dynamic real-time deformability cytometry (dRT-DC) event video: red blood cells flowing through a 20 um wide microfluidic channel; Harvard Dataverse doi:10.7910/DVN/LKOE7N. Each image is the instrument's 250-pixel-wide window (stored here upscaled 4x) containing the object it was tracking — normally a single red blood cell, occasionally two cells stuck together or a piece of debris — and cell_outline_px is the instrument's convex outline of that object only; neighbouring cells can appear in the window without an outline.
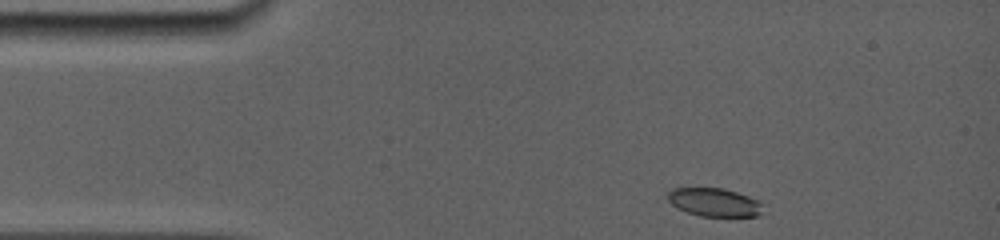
{"species": "common noctule bat (a hibernating species)", "species_latin": "Nyctalus noctula", "temperature_condition": "room temperature", "stored_images_in_passage": 21, "camera_frame_rate_fps": 5000, "um_per_image_px": 0.085, "animal": {"sex": "female", "body_mass_g": 19.0, "forearm_length_mm": 56.7}, "frame": {"image": 1, "passage_image": 1, "time_ms": 0.0, "image_size_px": [1000, 240], "cell_outline_px": [[764, 204], [760, 216], [700, 216], [676, 208], [668, 200], [668, 192], [672, 188], [724, 188], [748, 196]], "centroid_in_image_um": [60.72, 17.19], "position_along_channel_um": 24.3, "area_um2": 15.72}}
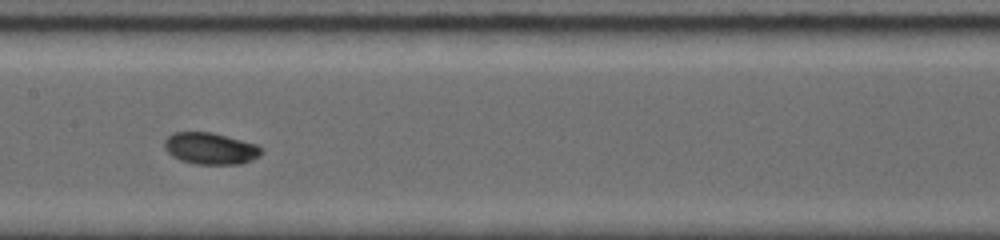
{"frame": {"image": 2, "passage_image": 8, "time_ms": 5.8, "image_size_px": [1000, 240], "cell_outline_px": [[264, 152], [260, 156], [252, 160], [240, 164], [196, 164], [180, 160], [172, 156], [164, 148], [164, 140], [172, 132], [212, 132], [256, 144]], "centroid_in_image_um": [17.88, 12.62], "position_along_channel_um": 189.5, "area_um2": 17.98}}
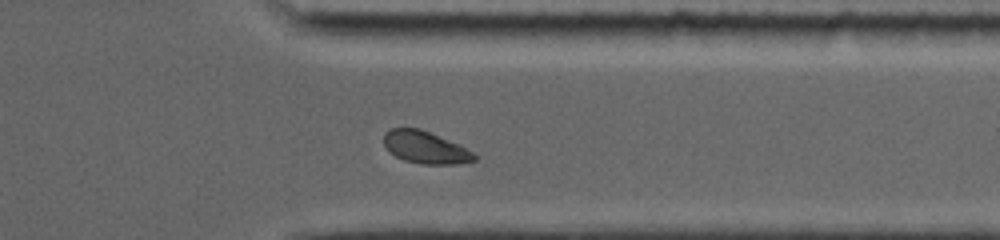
{"frame": {"image": 3, "passage_image": 16, "time_ms": 10.6, "image_size_px": [1000, 240], "cell_outline_px": [[476, 160], [456, 164], [420, 164], [404, 160], [388, 152], [384, 144], [384, 132], [392, 128], [420, 128], [460, 144], [472, 152], [476, 156]], "centroid_in_image_um": [36.14, 12.52], "position_along_channel_um": 375.3, "area_um2": 17.11}, "authors_computed_cell_mechanics": {"area_um2": 17.5712, "velocity_mm_per_s": 3.8567, "shape_relaxation_time_tau1_ms": 1.9753, "shape_relaxation_time_tau2_ms": null, "deformation_change_tau1": 0.083, "deformation_change_tau2": null}}